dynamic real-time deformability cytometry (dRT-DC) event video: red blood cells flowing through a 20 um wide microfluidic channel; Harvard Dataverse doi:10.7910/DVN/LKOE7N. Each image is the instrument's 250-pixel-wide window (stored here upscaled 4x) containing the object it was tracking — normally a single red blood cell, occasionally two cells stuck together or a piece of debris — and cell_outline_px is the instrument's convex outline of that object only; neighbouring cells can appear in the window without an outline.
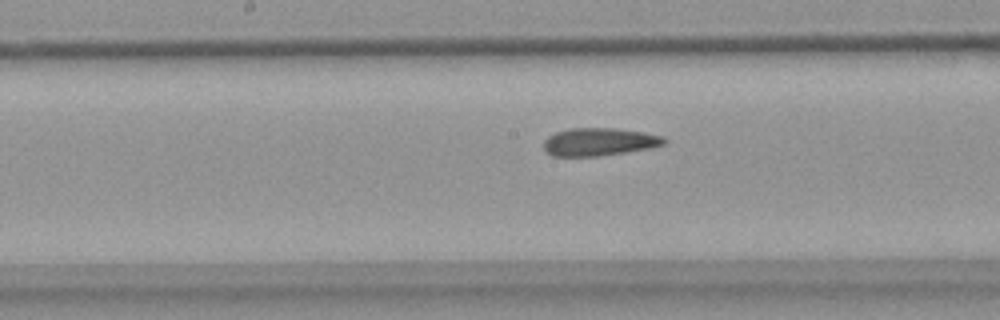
{"species": "common noctule bat (a hibernating species)", "species_latin": "Nyctalus noctula", "temperature_condition": "warm", "stored_images_in_passage": 38, "camera_frame_rate_fps": 3000, "um_per_image_px": 0.085, "animal": {"sex": "female", "body_mass_g": 18.4}, "frame": {"image": 1, "passage_image": 14, "time_ms": 4.333, "image_size_px": [1000, 320], "cell_outline_px": [[668, 140], [664, 144], [652, 148], [596, 156], [552, 156], [544, 152], [544, 140], [548, 136], [556, 132], [568, 128], [612, 128], [644, 132], [664, 136]], "centroid_in_image_um": [50.92, 12.05], "position_along_channel_um": 197.3, "area_um2": 19.65}}
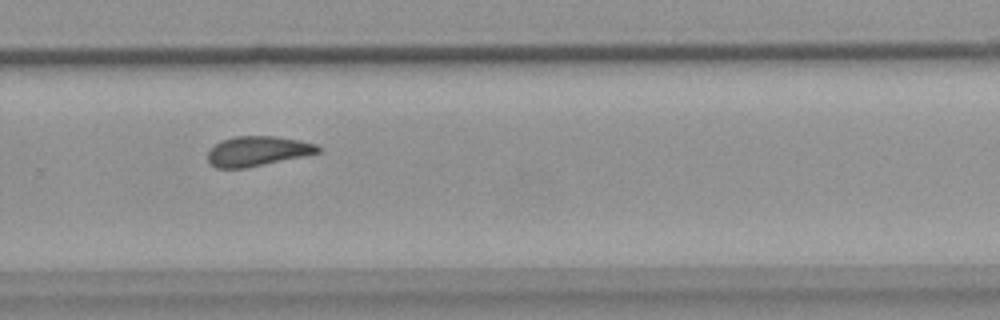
{"frame": {"image": 2, "passage_image": 23, "time_ms": 7.333, "image_size_px": [1000, 320], "cell_outline_px": [[320, 152], [304, 156], [244, 168], [216, 168], [208, 160], [208, 152], [220, 140], [236, 136], [276, 136], [300, 140], [316, 144], [320, 148]], "centroid_in_image_um": [21.9, 12.83], "position_along_channel_um": 307.9, "area_um2": 19.02}}
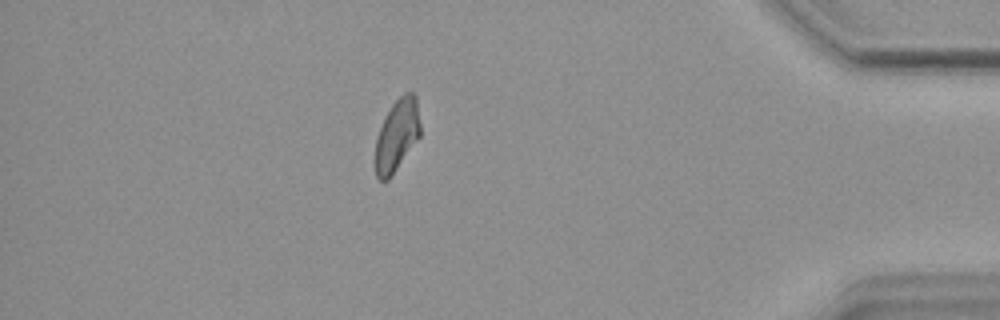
{"frame": {"image": 3, "passage_image": 34, "time_ms": 11.0, "image_size_px": [1000, 320], "cell_outline_px": [[420, 136], [388, 180], [380, 180], [376, 176], [376, 136], [384, 116], [392, 104], [404, 92], [412, 92], [416, 96], [420, 124]], "centroid_in_image_um": [33.74, 11.46], "position_along_channel_um": 401.5, "area_um2": 18.73}, "authors_computed_cell_mechanics": {"area_um2": 19.6231, "velocity_mm_per_s": 3.6984, "shape_relaxation_time_tau1_ms": null, "shape_relaxation_time_tau2_ms": 3.2084, "deformation_change_tau1": null, "deformation_change_tau2": 0.0977}}